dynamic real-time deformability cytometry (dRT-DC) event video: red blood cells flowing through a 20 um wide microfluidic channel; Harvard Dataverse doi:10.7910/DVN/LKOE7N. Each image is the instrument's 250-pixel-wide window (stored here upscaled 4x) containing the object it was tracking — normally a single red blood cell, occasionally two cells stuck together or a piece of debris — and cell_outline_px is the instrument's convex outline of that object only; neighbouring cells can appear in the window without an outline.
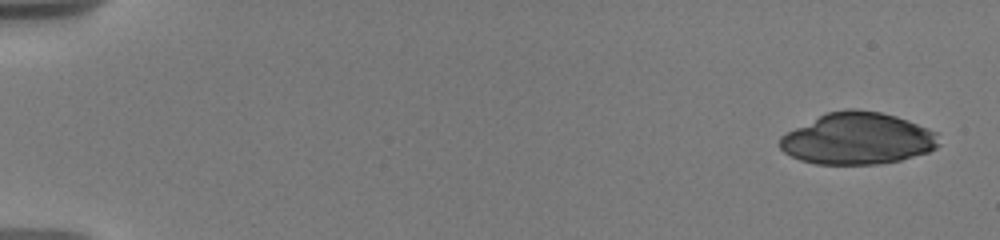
{"species": "human", "species_latin": "Homo sapiens", "temperature_condition": "warm", "stored_images_in_passage": 5, "camera_frame_rate_fps": 3000, "um_per_image_px": 0.085, "donor": {"sex": "male"}, "frame": {"image": 1, "passage_image": 1, "time_ms": 0.0, "image_size_px": [1000, 240], "cell_outline_px": [[940, 144], [936, 148], [928, 152], [900, 160], [880, 164], [816, 164], [800, 160], [784, 152], [780, 148], [780, 136], [828, 112], [848, 108], [856, 108], [880, 112], [896, 116], [908, 120], [928, 128], [936, 132]], "centroid_in_image_um": [72.93, 11.78], "position_along_channel_um": 12.1, "area_um2": 47.74}}